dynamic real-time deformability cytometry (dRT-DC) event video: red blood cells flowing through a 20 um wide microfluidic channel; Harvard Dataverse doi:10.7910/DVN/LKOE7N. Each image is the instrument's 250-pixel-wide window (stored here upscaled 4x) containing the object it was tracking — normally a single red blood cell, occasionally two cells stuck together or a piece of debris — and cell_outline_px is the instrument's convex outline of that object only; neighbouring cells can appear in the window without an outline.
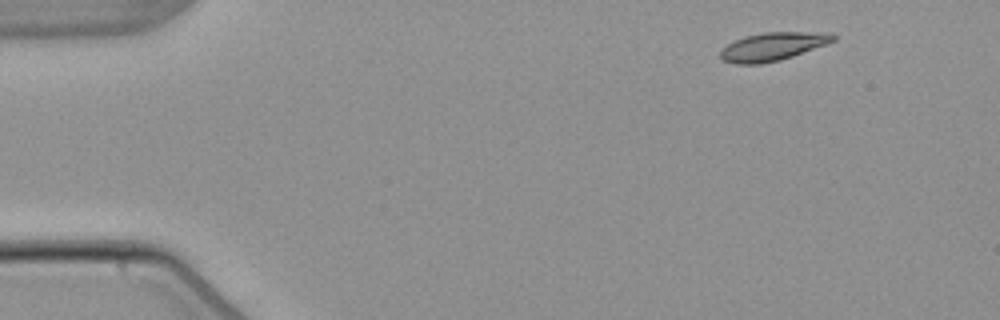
{"species": "common noctule bat (a hibernating species)", "species_latin": "Nyctalus noctula", "temperature_condition": "warm", "stored_images_in_passage": 3, "camera_frame_rate_fps": 3000, "um_per_image_px": 0.085, "animal": {"sex": "male", "body_mass_g": 21.5, "forearm_length_mm": 52.0}, "frame": {"image": 1, "passage_image": 1, "time_ms": 0.0, "image_size_px": [1000, 320], "cell_outline_px": [[836, 40], [828, 44], [780, 60], [760, 64], [736, 64], [724, 60], [720, 56], [720, 52], [728, 44], [744, 36], [764, 32], [828, 32], [836, 36]], "centroid_in_image_um": [65.73, 3.95], "position_along_channel_um": 19.3, "area_um2": 18.5}}
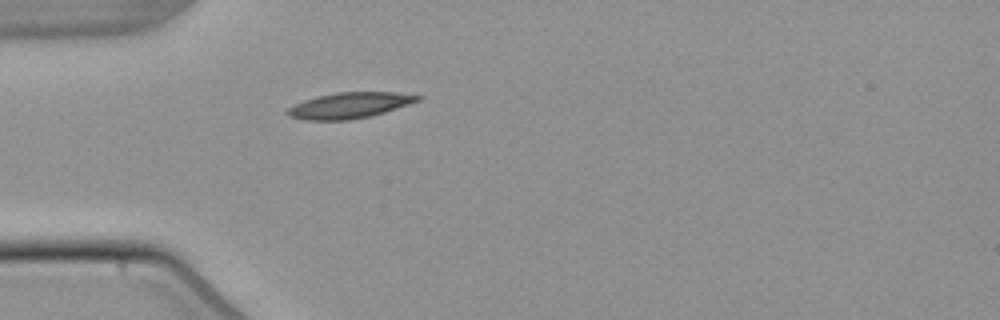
{"frame": {"image": 2, "passage_image": 3, "time_ms": 3.333, "image_size_px": [1000, 320], "cell_outline_px": [[424, 96], [420, 100], [372, 116], [348, 120], [304, 120], [288, 116], [284, 112], [288, 108], [304, 100], [316, 96], [336, 92], [396, 92]], "centroid_in_image_um": [29.69, 8.95], "position_along_channel_um": 55.3, "area_um2": 19.65}}